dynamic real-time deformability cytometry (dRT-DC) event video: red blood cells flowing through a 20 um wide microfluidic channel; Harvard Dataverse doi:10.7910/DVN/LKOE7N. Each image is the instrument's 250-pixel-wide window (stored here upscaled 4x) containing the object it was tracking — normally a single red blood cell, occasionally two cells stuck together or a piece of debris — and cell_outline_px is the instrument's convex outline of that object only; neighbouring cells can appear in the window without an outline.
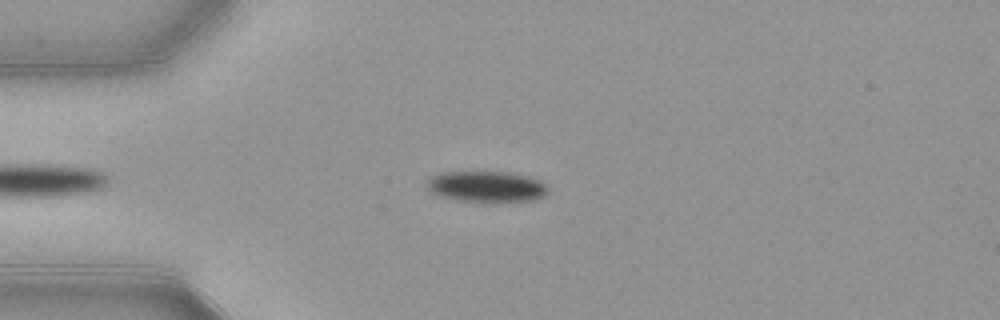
{"species": "common noctule bat (a hibernating species)", "species_latin": "Nyctalus noctula", "temperature_condition": "warm", "stored_images_in_passage": 43, "camera_frame_rate_fps": 3000, "um_per_image_px": 0.085, "animal": {"sex": "female", "body_mass_g": 21.9}, "frame": {"image": 1, "passage_image": 11, "time_ms": 3.333, "image_size_px": [1000, 320], "cell_outline_px": [[548, 192], [544, 196], [536, 200], [492, 204], [460, 200], [440, 196], [432, 192], [428, 188], [428, 180], [432, 176], [444, 172], [508, 172], [528, 176], [540, 180], [548, 188]], "centroid_in_image_um": [41.42, 15.89], "position_along_channel_um": 43.6, "area_um2": 22.31}}
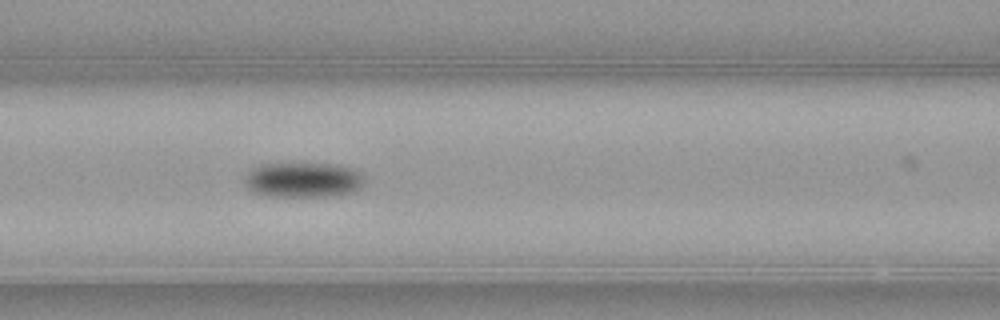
{"frame": {"image": 2, "passage_image": 20, "time_ms": 6.333, "image_size_px": [1000, 320], "cell_outline_px": [[364, 180], [360, 188], [352, 192], [328, 196], [264, 196], [252, 192], [244, 184], [244, 180], [248, 172], [260, 164], [340, 164], [352, 168], [360, 172]], "centroid_in_image_um": [25.75, 15.29], "position_along_channel_um": 140.8, "area_um2": 24.51}}
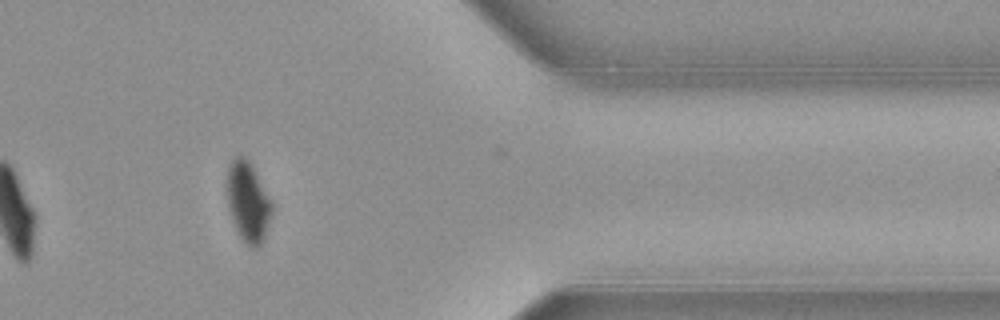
{"frame": {"image": 3, "passage_image": 41, "time_ms": 13.333, "image_size_px": [1000, 320], "cell_outline_px": [[272, 212], [264, 236], [260, 244], [256, 248], [248, 248], [244, 244], [236, 232], [228, 208], [228, 168], [232, 160], [236, 156], [240, 156], [248, 160], [252, 164], [272, 204]], "centroid_in_image_um": [21.07, 17.21], "position_along_channel_um": 390.3, "area_um2": 20.69}, "authors_computed_cell_mechanics": {"area_um2": 23.8714, "velocity_mm_per_s": 3.9005, "shape_relaxation_time_tau1_ms": 4.5447, "shape_relaxation_time_tau2_ms": null, "deformation_change_tau1": 0.1388, "deformation_change_tau2": null}}